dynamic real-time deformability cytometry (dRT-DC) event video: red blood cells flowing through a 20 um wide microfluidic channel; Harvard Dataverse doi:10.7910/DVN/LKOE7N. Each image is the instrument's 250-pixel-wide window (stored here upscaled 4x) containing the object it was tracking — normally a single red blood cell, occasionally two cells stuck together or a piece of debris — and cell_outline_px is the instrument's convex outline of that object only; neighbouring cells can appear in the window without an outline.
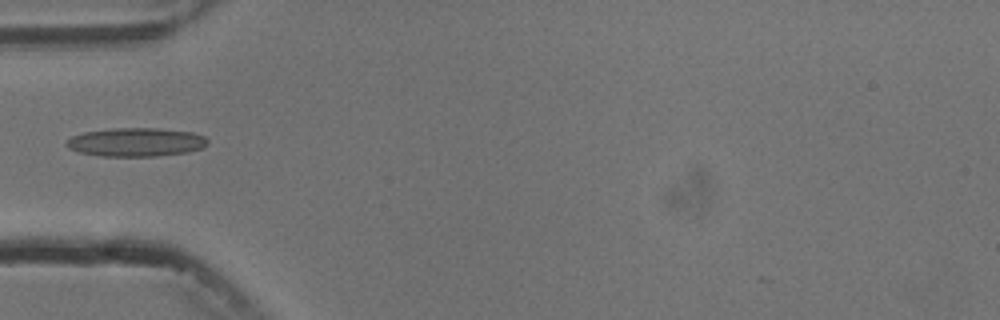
{"species": "common noctule bat (a hibernating species)", "species_latin": "Nyctalus noctula", "temperature_condition": "cold", "stored_images_in_passage": 5, "camera_frame_rate_fps": 3000, "um_per_image_px": 0.085, "animal": {"sex": "male", "body_mass_g": 13.3}, "frame": {"image": 1, "passage_image": 5, "time_ms": 4.667, "image_size_px": [1000, 320], "cell_outline_px": [[208, 144], [200, 148], [188, 152], [156, 156], [100, 156], [80, 152], [68, 148], [64, 144], [64, 140], [72, 136], [84, 132], [112, 128], [156, 128], [192, 132], [204, 136], [208, 140]], "centroid_in_image_um": [11.52, 12.08], "position_along_channel_um": 73.5, "area_um2": 23.64}}